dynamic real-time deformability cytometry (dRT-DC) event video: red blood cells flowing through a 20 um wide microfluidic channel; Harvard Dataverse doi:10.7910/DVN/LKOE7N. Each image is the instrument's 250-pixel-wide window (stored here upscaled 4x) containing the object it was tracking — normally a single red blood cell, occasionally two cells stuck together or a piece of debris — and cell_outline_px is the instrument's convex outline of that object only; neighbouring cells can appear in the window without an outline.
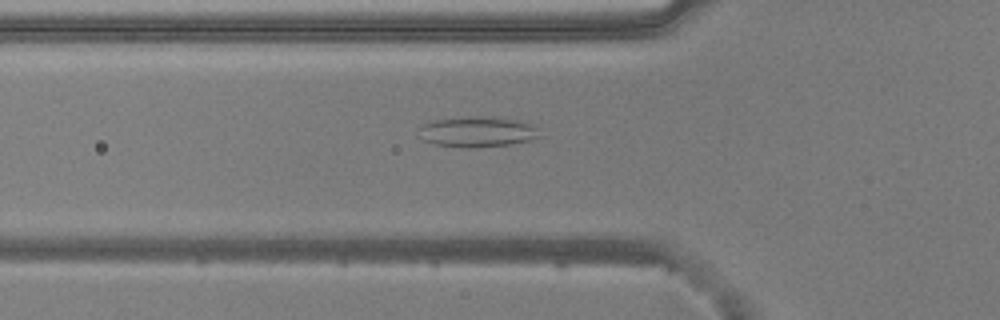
{"species": "common noctule bat (a hibernating species)", "species_latin": "Nyctalus noctula", "temperature_condition": "warm", "stored_images_in_passage": 39, "camera_frame_rate_fps": 3000, "um_per_image_px": 0.085, "animal": {"sex": "male", "body_mass_g": 20.5, "forearm_length_mm": 52.5}, "frame": {"image": 1, "passage_image": 4, "time_ms": 1.0, "image_size_px": [1000, 320], "cell_outline_px": [[540, 136], [532, 140], [508, 144], [472, 148], [460, 148], [432, 144], [424, 140], [420, 128], [424, 124], [432, 120], [480, 116], [516, 120], [528, 124], [536, 128]], "centroid_in_image_um": [40.55, 11.22], "position_along_channel_um": 85.2, "area_um2": 21.04}}
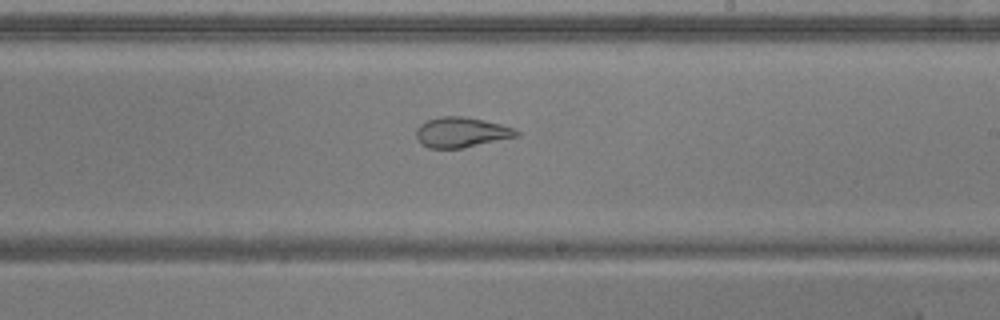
{"frame": {"image": 2, "passage_image": 17, "time_ms": 5.333, "image_size_px": [1000, 320], "cell_outline_px": [[520, 136], [460, 148], [428, 148], [420, 144], [416, 136], [416, 128], [424, 120], [440, 116], [464, 116], [500, 124], [512, 128], [520, 132]], "centroid_in_image_um": [39.16, 11.24], "position_along_channel_um": 249.8, "area_um2": 17.69}}
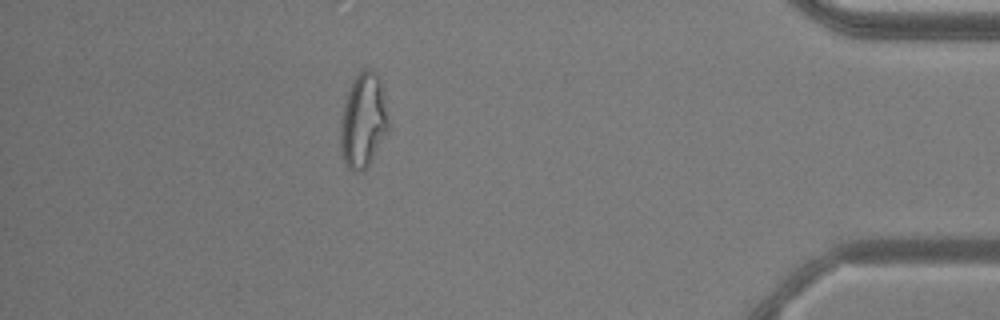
{"frame": {"image": 3, "passage_image": 33, "time_ms": 10.667, "image_size_px": [1000, 320], "cell_outline_px": [[388, 132], [364, 172], [352, 172], [344, 164], [340, 152], [340, 124], [344, 104], [352, 80], [364, 68], [368, 68], [376, 72], [380, 80], [388, 124]], "centroid_in_image_um": [30.84, 10.31], "position_along_channel_um": 404.4, "area_um2": 26.41}, "authors_computed_cell_mechanics": {"area_um2": 19.1318, "velocity_mm_per_s": 3.7739, "shape_relaxation_time_tau1_ms": null, "shape_relaxation_time_tau2_ms": 1.4774, "deformation_change_tau1": null, "deformation_change_tau2": 0.0889}}